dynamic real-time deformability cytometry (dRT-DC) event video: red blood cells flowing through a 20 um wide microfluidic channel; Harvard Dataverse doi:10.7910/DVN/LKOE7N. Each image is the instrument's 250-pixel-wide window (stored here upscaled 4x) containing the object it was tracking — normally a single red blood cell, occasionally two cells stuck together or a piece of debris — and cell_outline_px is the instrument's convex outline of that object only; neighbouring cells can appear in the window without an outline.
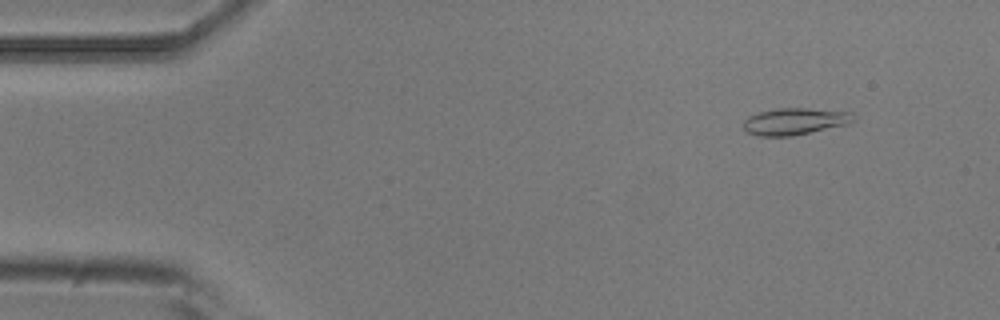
{"species": "common noctule bat (a hibernating species)", "species_latin": "Nyctalus noctula", "temperature_condition": "room temperature", "stored_images_in_passage": 3, "camera_frame_rate_fps": 3000, "um_per_image_px": 0.085, "animal": {"sex": "male", "body_mass_g": 20.5, "forearm_length_mm": 52.5}, "frame": {"image": 1, "passage_image": 2, "time_ms": 0.333, "image_size_px": [1000, 320], "cell_outline_px": [[856, 120], [848, 124], [792, 136], [760, 136], [748, 132], [744, 128], [744, 120], [748, 116], [760, 112], [776, 108], [808, 108], [852, 112], [856, 116]], "centroid_in_image_um": [67.6, 10.31], "position_along_channel_um": 17.4, "area_um2": 17.22}}